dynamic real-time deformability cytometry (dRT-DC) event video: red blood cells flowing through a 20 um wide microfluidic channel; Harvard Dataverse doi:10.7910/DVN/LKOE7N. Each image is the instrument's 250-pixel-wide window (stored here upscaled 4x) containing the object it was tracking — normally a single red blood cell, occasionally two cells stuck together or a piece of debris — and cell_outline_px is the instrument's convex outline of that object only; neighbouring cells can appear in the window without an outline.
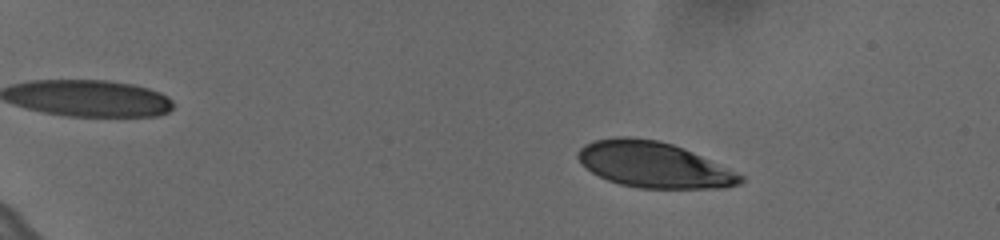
{"species": "human", "species_latin": "Homo sapiens", "temperature_condition": "cold", "stored_images_in_passage": 59, "camera_frame_rate_fps": 3000, "um_per_image_px": 0.085, "donor": {"sex": "female"}, "frame": {"image": 1, "passage_image": 11, "time_ms": 3.333, "image_size_px": [1000, 240], "cell_outline_px": [[744, 180], [740, 184], [724, 188], [640, 188], [620, 184], [608, 180], [592, 172], [576, 156], [576, 152], [584, 144], [592, 140], [620, 136], [628, 136], [656, 140], [672, 144], [684, 148], [744, 176]], "centroid_in_image_um": [55.55, 14.0], "position_along_channel_um": 29.4, "area_um2": 43.06}}
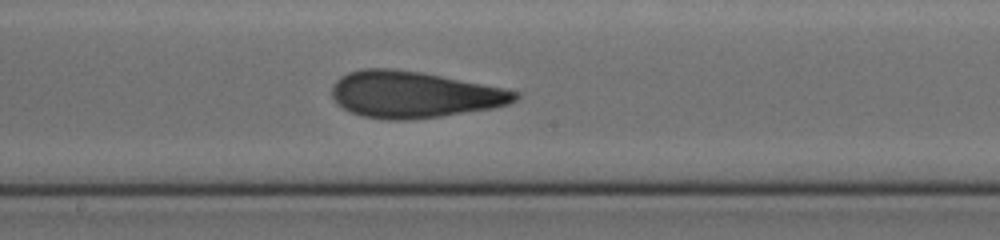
{"frame": {"image": 2, "passage_image": 36, "time_ms": 11.667, "image_size_px": [1000, 240], "cell_outline_px": [[520, 96], [516, 100], [508, 104], [492, 108], [440, 116], [408, 120], [388, 120], [360, 116], [336, 104], [332, 96], [332, 84], [340, 76], [348, 72], [364, 68], [392, 68], [420, 72], [504, 88], [520, 92]], "centroid_in_image_um": [35.14, 8.03], "position_along_channel_um": 213.1, "area_um2": 49.65}}
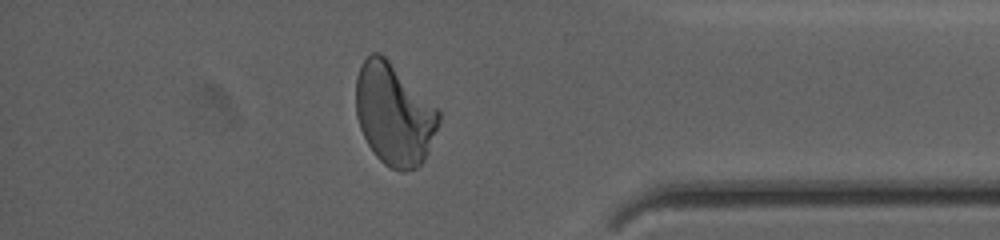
{"frame": {"image": 3, "passage_image": 53, "time_ms": 17.333, "image_size_px": [1000, 240], "cell_outline_px": [[440, 120], [428, 152], [424, 160], [416, 168], [400, 172], [384, 164], [376, 156], [368, 144], [360, 128], [356, 116], [356, 76], [364, 60], [372, 52], [380, 52], [440, 108]], "centroid_in_image_um": [33.51, 9.71], "position_along_channel_um": 401.7, "area_um2": 49.3}, "authors_computed_cell_mechanics": {"area_um2": 48.2052, "velocity_mm_per_s": 3.615, "shape_relaxation_time_tau1_ms": 6.3048, "shape_relaxation_time_tau2_ms": 1.4508, "deformation_change_tau1": 0.1906, "deformation_change_tau2": 0.0836}}